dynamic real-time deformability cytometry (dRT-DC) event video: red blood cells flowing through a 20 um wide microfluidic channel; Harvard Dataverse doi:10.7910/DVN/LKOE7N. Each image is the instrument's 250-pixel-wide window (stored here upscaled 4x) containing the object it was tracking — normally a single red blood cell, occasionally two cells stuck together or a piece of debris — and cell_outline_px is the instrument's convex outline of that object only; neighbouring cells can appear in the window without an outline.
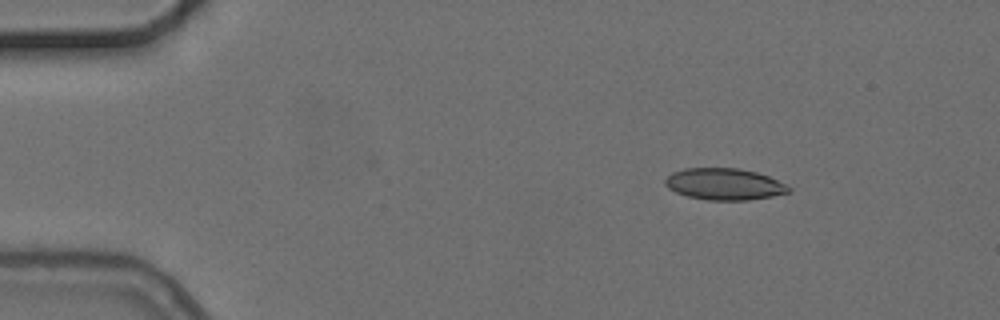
{"species": "common noctule bat (a hibernating species)", "species_latin": "Nyctalus noctula", "temperature_condition": "cold", "stored_images_in_passage": 3, "camera_frame_rate_fps": 3000, "um_per_image_px": 0.085, "animal": {"sex": "female", "body_mass_g": 24.6, "forearm_length_mm": 56.2}, "frame": {"image": 1, "passage_image": 1, "time_ms": 0.0, "image_size_px": [1000, 320], "cell_outline_px": [[792, 192], [772, 196], [748, 200], [708, 200], [688, 196], [676, 192], [668, 188], [664, 184], [664, 180], [672, 172], [684, 168], [736, 168], [756, 172], [768, 176], [792, 188]], "centroid_in_image_um": [61.56, 15.65], "position_along_channel_um": 23.4, "area_um2": 22.72}}